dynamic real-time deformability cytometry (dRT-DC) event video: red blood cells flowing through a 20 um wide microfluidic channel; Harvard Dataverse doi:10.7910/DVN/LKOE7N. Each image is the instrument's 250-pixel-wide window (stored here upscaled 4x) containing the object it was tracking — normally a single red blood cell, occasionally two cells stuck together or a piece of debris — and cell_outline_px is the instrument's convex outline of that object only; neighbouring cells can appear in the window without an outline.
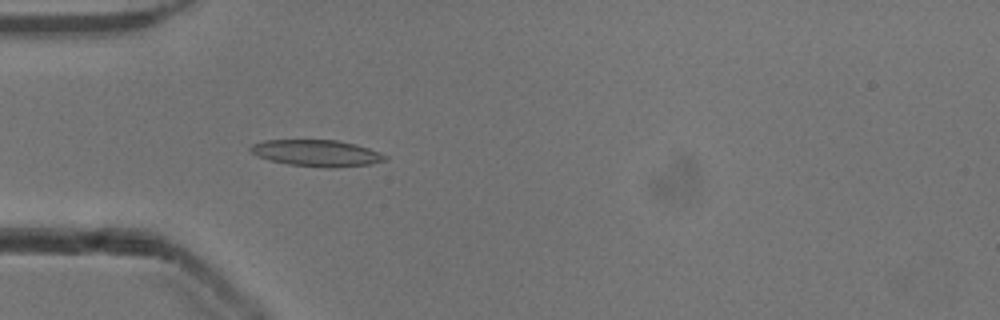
{"species": "common noctule bat (a hibernating species)", "species_latin": "Nyctalus noctula", "temperature_condition": "cold", "stored_images_in_passage": 44, "camera_frame_rate_fps": 3000, "um_per_image_px": 0.085, "animal": {"sex": "male", "body_mass_g": 13.3}, "frame": {"image": 1, "passage_image": 7, "time_ms": 2.0, "image_size_px": [1000, 320], "cell_outline_px": [[388, 160], [372, 164], [336, 168], [328, 168], [288, 164], [268, 160], [256, 156], [248, 148], [252, 144], [264, 140], [336, 140], [356, 144], [368, 148], [388, 156]], "centroid_in_image_um": [26.93, 13.02], "position_along_channel_um": 58.1, "area_um2": 20.98}}
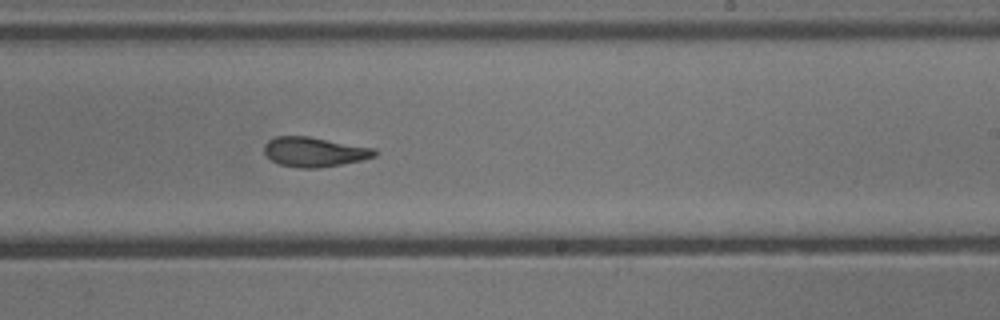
{"frame": {"image": 2, "passage_image": 23, "time_ms": 7.333, "image_size_px": [1000, 320], "cell_outline_px": [[380, 152], [376, 156], [360, 160], [320, 168], [296, 168], [280, 164], [272, 160], [264, 152], [264, 144], [268, 140], [276, 136], [308, 136], [376, 148]], "centroid_in_image_um": [26.74, 12.9], "position_along_channel_um": 262.3, "area_um2": 19.19}}
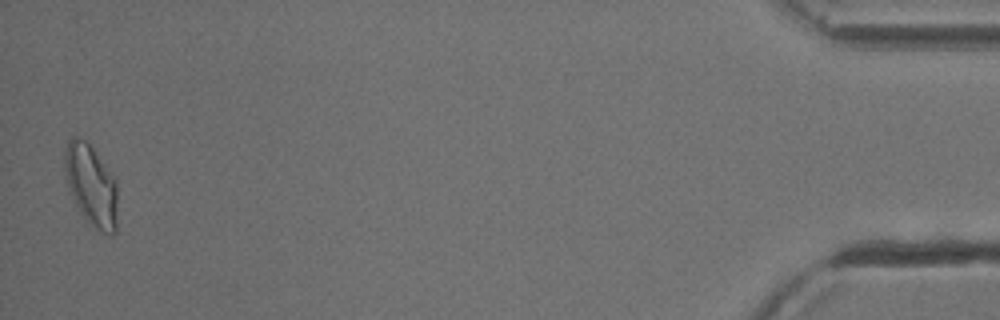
{"frame": {"image": 3, "passage_image": 43, "time_ms": 14.0, "image_size_px": [1000, 320], "cell_outline_px": [[116, 232], [112, 236], [96, 228], [76, 208], [68, 192], [64, 168], [64, 148], [68, 140], [72, 136], [76, 136], [84, 140], [92, 148], [116, 180]], "centroid_in_image_um": [7.7, 15.73], "position_along_channel_um": 427.5, "area_um2": 25.03}, "authors_computed_cell_mechanics": {"area_um2": 19.7098, "velocity_mm_per_s": 3.8936, "shape_relaxation_time_tau1_ms": null, "shape_relaxation_time_tau2_ms": 2.8648, "deformation_change_tau1": null, "deformation_change_tau2": 0.106}}